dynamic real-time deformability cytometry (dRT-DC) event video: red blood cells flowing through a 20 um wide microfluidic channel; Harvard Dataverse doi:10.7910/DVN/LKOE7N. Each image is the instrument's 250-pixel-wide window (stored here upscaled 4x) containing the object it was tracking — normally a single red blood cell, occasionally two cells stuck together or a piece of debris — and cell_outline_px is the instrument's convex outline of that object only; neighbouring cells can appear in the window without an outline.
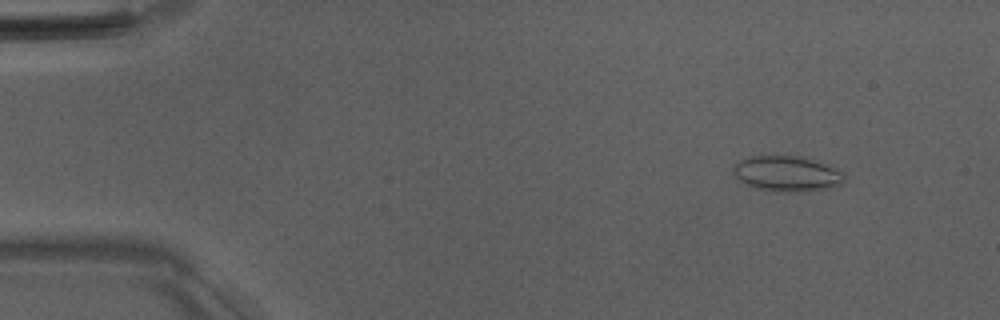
{"species": "Egyptian fruit bat (a non-hibernating species)", "species_latin": "Rousettus aegyptiacus", "temperature_condition": "room temperature", "stored_images_in_passage": 49, "camera_frame_rate_fps": 3000, "um_per_image_px": 0.085, "animal": {"sex": "male"}, "frame": {"image": 1, "passage_image": 3, "time_ms": 0.667, "image_size_px": [1000, 320], "cell_outline_px": [[844, 184], [832, 188], [808, 192], [788, 192], [756, 188], [740, 180], [732, 172], [732, 168], [740, 160], [752, 156], [796, 156], [816, 160], [836, 168], [844, 172]], "centroid_in_image_um": [66.96, 14.77], "position_along_channel_um": 18.0, "area_um2": 23.06}}
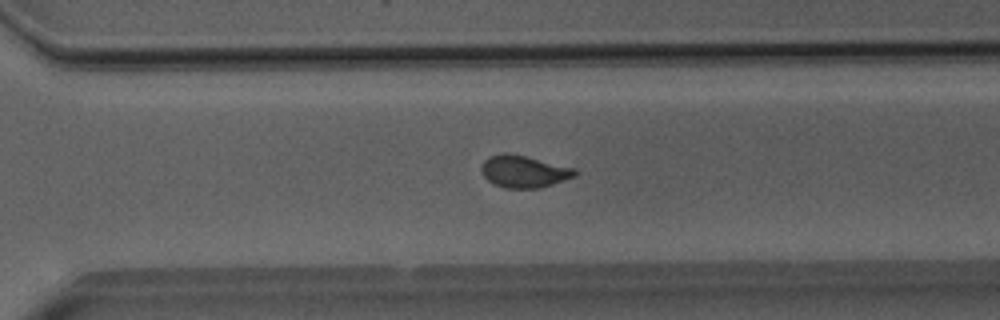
{"frame": {"image": 2, "passage_image": 34, "time_ms": 11.0, "image_size_px": [1000, 320], "cell_outline_px": [[576, 176], [540, 188], [504, 188], [492, 184], [484, 176], [480, 168], [484, 160], [488, 156], [504, 152], [508, 152], [576, 168]], "centroid_in_image_um": [44.5, 14.57], "position_along_channel_um": 326.1, "area_um2": 17.63}}
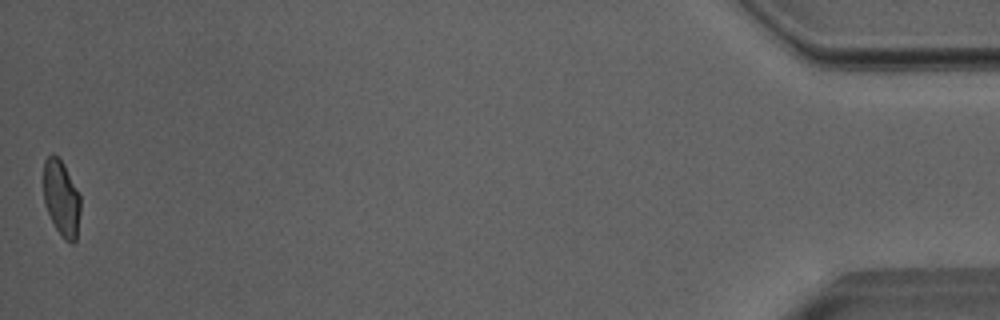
{"frame": {"image": 3, "passage_image": 49, "time_ms": 16.0, "image_size_px": [1000, 320], "cell_outline_px": [[80, 212], [76, 240], [72, 244], [64, 240], [56, 228], [44, 204], [44, 160], [52, 152], [64, 164], [80, 196]], "centroid_in_image_um": [5.22, 16.86], "position_along_channel_um": 430.0, "area_um2": 16.24}, "authors_computed_cell_mechanics": {"area_um2": 17.629, "velocity_mm_per_s": 3.9925, "shape_relaxation_time_tau1_ms": 3.8304, "shape_relaxation_time_tau2_ms": 0.7847, "deformation_change_tau1": 0.1351, "deformation_change_tau2": 0.0718}}